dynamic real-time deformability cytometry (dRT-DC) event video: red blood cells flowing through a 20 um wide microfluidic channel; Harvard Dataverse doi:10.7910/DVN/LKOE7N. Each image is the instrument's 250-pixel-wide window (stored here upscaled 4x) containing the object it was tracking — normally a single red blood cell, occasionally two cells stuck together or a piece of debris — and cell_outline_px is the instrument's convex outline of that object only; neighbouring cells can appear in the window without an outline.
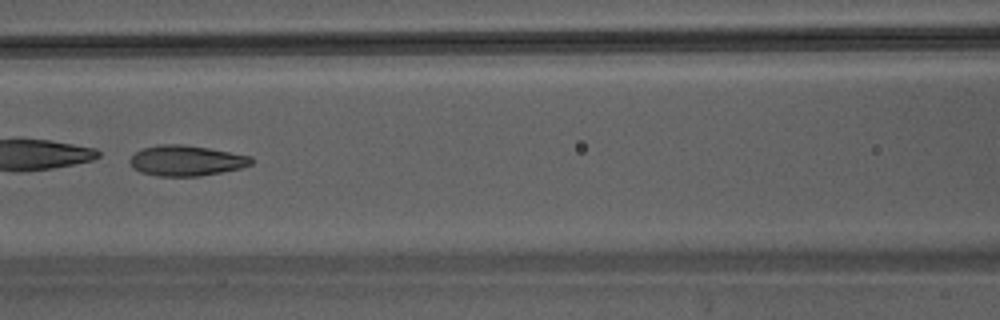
{"species": "Egyptian fruit bat (a non-hibernating species)", "species_latin": "Rousettus aegyptiacus", "temperature_condition": "warm", "stored_images_in_passage": 26, "camera_frame_rate_fps": 3000, "um_per_image_px": 0.085, "animal": {"sex": "male"}, "frame": {"image": 1, "passage_image": 8, "time_ms": 2.333, "image_size_px": [1000, 320], "cell_outline_px": [[252, 164], [240, 168], [200, 176], [156, 176], [140, 172], [132, 168], [128, 160], [136, 152], [144, 148], [160, 144], [180, 144], [208, 148], [252, 156]], "centroid_in_image_um": [15.8, 13.66], "position_along_channel_um": 150.8, "area_um2": 21.5}}